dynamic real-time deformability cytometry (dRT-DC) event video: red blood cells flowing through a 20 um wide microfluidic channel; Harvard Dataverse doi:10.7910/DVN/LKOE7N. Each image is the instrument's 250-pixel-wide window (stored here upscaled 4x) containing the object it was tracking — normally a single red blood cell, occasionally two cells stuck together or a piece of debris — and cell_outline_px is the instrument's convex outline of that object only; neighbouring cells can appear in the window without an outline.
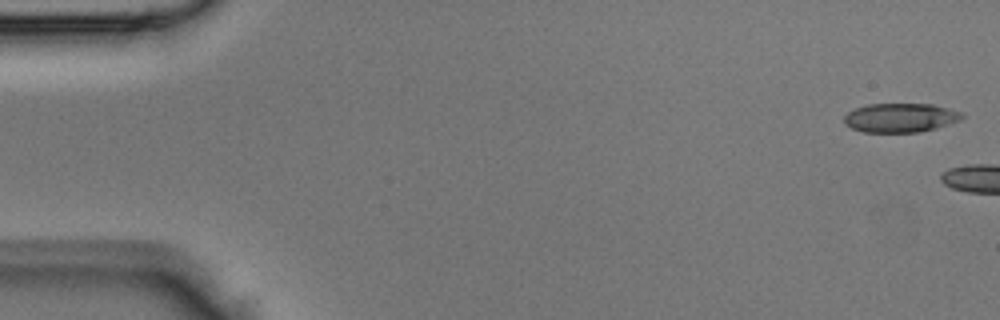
{"species": "Egyptian fruit bat (a non-hibernating species)", "species_latin": "Rousettus aegyptiacus", "temperature_condition": "room temperature", "stored_images_in_passage": 9, "camera_frame_rate_fps": 3000, "um_per_image_px": 0.085, "animal": {"sex": "male"}, "frame": {"image": 1, "passage_image": 1, "time_ms": 0.0, "image_size_px": [1000, 320], "cell_outline_px": [[964, 116], [960, 120], [936, 128], [920, 132], [864, 132], [852, 128], [844, 124], [844, 116], [848, 112], [856, 108], [868, 104], [932, 104], [948, 108], [960, 112]], "centroid_in_image_um": [76.52, 10.01], "position_along_channel_um": 8.5, "area_um2": 19.88}}